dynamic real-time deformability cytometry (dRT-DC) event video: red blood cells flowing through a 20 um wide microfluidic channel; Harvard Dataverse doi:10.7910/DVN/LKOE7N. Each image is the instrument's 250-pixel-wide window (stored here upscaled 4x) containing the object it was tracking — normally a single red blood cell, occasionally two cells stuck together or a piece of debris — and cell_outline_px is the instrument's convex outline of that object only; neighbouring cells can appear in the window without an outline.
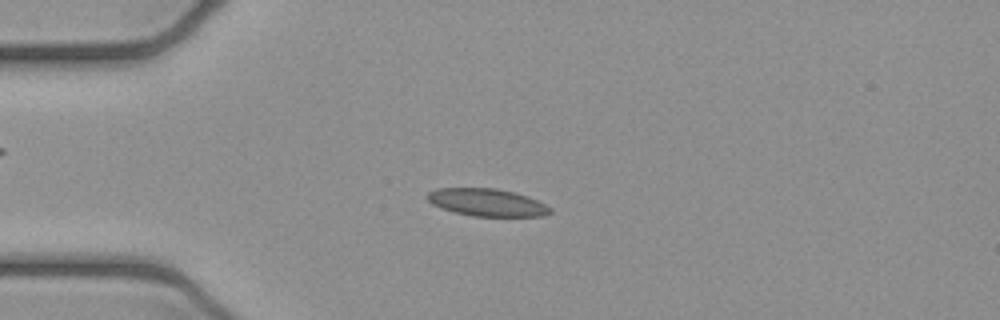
{"species": "common noctule bat (a hibernating species)", "species_latin": "Nyctalus noctula", "temperature_condition": "cold", "stored_images_in_passage": 2, "camera_frame_rate_fps": 3000, "um_per_image_px": 0.085, "animal": {"sex": "female", "body_mass_g": 21.9}, "frame": {"image": 1, "passage_image": 1, "time_ms": 0.0, "image_size_px": [1000, 320], "cell_outline_px": [[552, 212], [544, 216], [472, 216], [440, 208], [432, 204], [424, 196], [428, 192], [436, 188], [496, 188], [516, 192], [528, 196], [552, 208]], "centroid_in_image_um": [41.38, 17.2], "position_along_channel_um": 43.6, "area_um2": 19.83}}
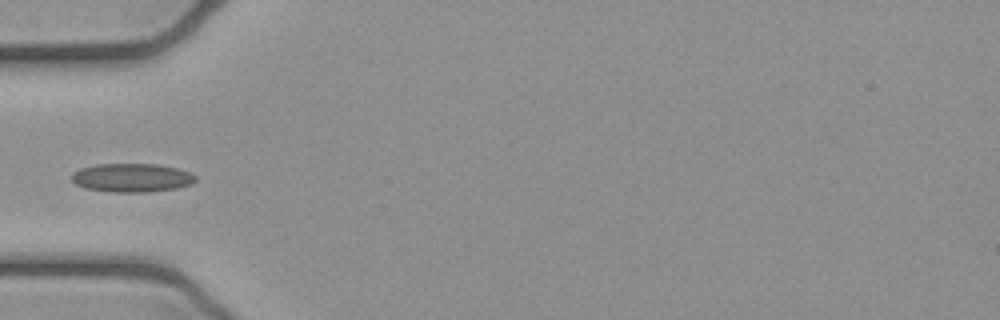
{"frame": {"image": 2, "passage_image": 2, "time_ms": 0.333, "image_size_px": [1000, 320], "cell_outline_px": [[196, 180], [192, 184], [176, 188], [144, 192], [112, 192], [84, 188], [76, 184], [72, 180], [72, 172], [80, 168], [96, 164], [160, 164], [176, 168], [188, 172], [196, 176]], "centroid_in_image_um": [11.18, 15.1], "position_along_channel_um": 73.8, "area_um2": 20.69}}